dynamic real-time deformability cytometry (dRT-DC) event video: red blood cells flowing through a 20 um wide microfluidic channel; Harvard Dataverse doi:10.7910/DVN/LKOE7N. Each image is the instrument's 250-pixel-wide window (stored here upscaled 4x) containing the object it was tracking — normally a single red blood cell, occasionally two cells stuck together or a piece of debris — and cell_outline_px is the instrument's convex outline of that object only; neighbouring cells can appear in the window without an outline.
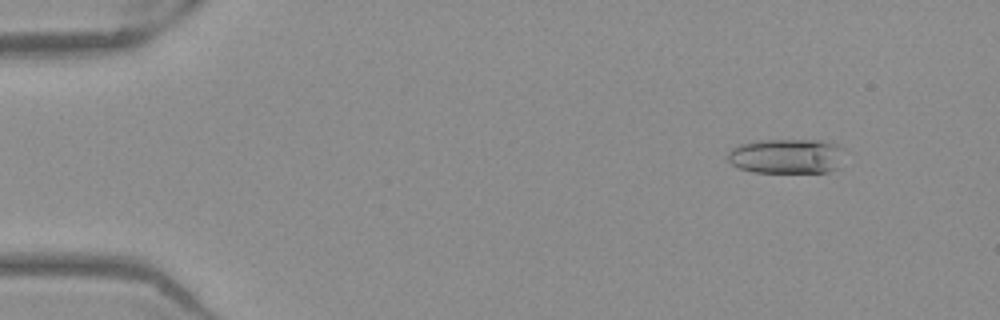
{"species": "Egyptian fruit bat (a non-hibernating species)", "species_latin": "Rousettus aegyptiacus", "temperature_condition": "warm", "stored_images_in_passage": 16, "camera_frame_rate_fps": 3000, "um_per_image_px": 0.085, "frame": {"image": 1, "passage_image": 6, "time_ms": 1.667, "image_size_px": [1000, 320], "cell_outline_px": [[844, 148], [840, 168], [828, 172], [752, 172], [740, 168], [732, 164], [728, 160], [728, 152], [732, 148], [740, 144], [764, 140], [820, 140], [836, 144]], "centroid_in_image_um": [66.91, 13.28], "position_along_channel_um": 18.1, "area_um2": 23.87}}
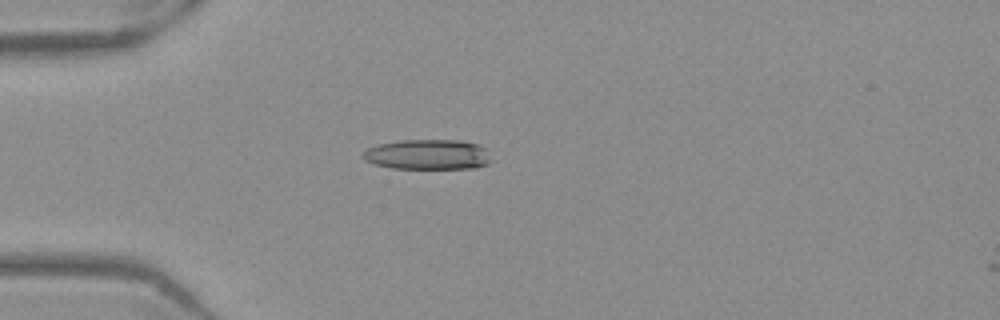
{"frame": {"image": 2, "passage_image": 15, "time_ms": 4.667, "image_size_px": [1000, 320], "cell_outline_px": [[492, 160], [488, 164], [476, 168], [392, 168], [372, 164], [364, 160], [360, 156], [368, 148], [380, 144], [400, 140], [460, 140], [480, 144], [488, 148]], "centroid_in_image_um": [36.41, 13.13], "position_along_channel_um": 48.6, "area_um2": 22.89}}